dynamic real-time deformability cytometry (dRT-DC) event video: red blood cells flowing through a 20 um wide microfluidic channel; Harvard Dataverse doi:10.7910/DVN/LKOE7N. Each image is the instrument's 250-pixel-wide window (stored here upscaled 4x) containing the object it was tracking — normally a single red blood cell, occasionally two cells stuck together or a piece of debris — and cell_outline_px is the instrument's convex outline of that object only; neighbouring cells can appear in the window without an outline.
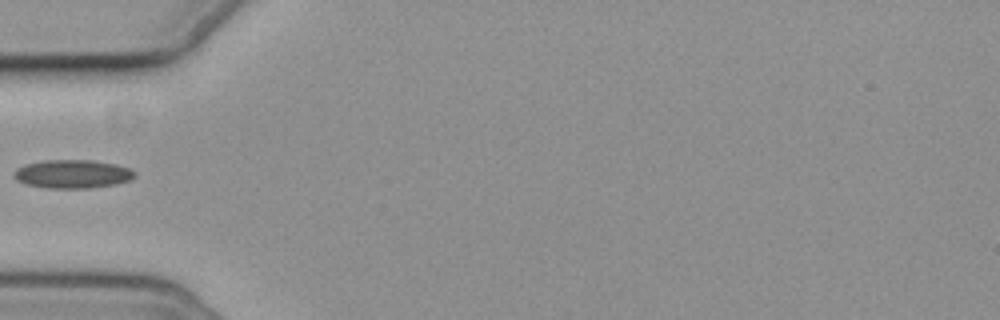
{"species": "common noctule bat (a hibernating species)", "species_latin": "Nyctalus noctula", "temperature_condition": "cold", "stored_images_in_passage": 4, "camera_frame_rate_fps": 3000, "um_per_image_px": 0.085, "animal": {"sex": "female", "body_mass_g": 19.3, "forearm_length_mm": 54.1}, "frame": {"image": 1, "passage_image": 4, "time_ms": 3.667, "image_size_px": [1000, 320], "cell_outline_px": [[136, 176], [128, 180], [116, 184], [88, 188], [48, 188], [28, 184], [16, 180], [12, 176], [12, 172], [16, 168], [24, 164], [44, 160], [92, 160], [116, 164], [128, 168], [136, 172]], "centroid_in_image_um": [6.13, 14.78], "position_along_channel_um": 78.9, "area_um2": 20.11}}